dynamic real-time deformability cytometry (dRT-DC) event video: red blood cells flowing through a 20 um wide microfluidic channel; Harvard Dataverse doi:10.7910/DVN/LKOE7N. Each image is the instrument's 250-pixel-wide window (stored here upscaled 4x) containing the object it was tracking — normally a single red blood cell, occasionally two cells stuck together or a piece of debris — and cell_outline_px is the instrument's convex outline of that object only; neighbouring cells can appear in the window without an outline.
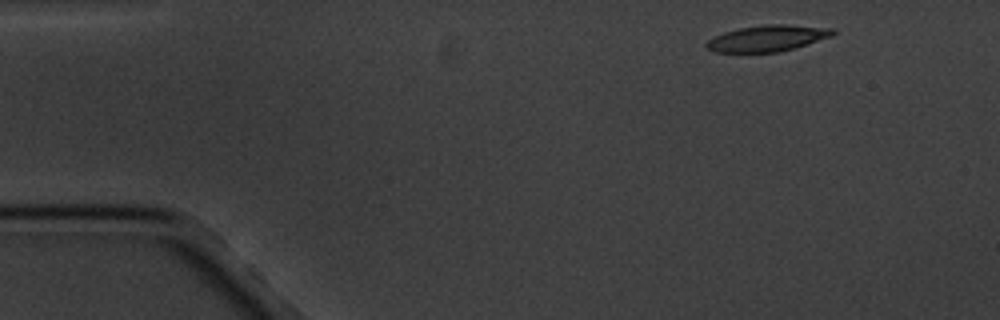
{"species": "common noctule bat (a hibernating species)", "species_latin": "Nyctalus noctula", "temperature_condition": "cold", "stored_images_in_passage": 3, "camera_frame_rate_fps": 3000, "um_per_image_px": 0.085, "animal": {"sex": "male", "body_mass_g": 20.1, "forearm_length_mm": 53.5}, "frame": {"image": 1, "passage_image": 1, "time_ms": 0.0, "image_size_px": [1000, 320], "cell_outline_px": [[836, 32], [832, 36], [796, 48], [776, 52], [712, 52], [704, 48], [704, 44], [708, 40], [724, 32], [740, 28], [768, 24], [784, 24], [836, 28]], "centroid_in_image_um": [65.24, 3.26], "position_along_channel_um": 19.8, "area_um2": 19.42}}
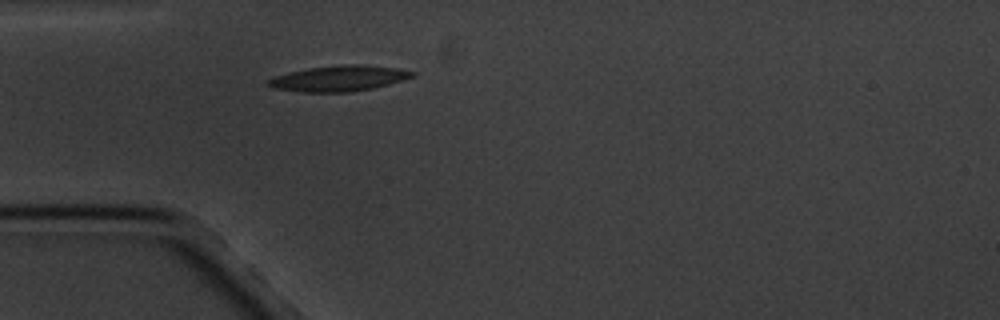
{"frame": {"image": 2, "passage_image": 3, "time_ms": 3.333, "image_size_px": [1000, 320], "cell_outline_px": [[416, 72], [412, 76], [388, 84], [372, 88], [348, 92], [300, 92], [272, 88], [264, 84], [264, 80], [276, 76], [308, 68], [344, 64], [364, 64], [396, 68]], "centroid_in_image_um": [28.73, 6.66], "position_along_channel_um": 56.3, "area_um2": 21.44}}